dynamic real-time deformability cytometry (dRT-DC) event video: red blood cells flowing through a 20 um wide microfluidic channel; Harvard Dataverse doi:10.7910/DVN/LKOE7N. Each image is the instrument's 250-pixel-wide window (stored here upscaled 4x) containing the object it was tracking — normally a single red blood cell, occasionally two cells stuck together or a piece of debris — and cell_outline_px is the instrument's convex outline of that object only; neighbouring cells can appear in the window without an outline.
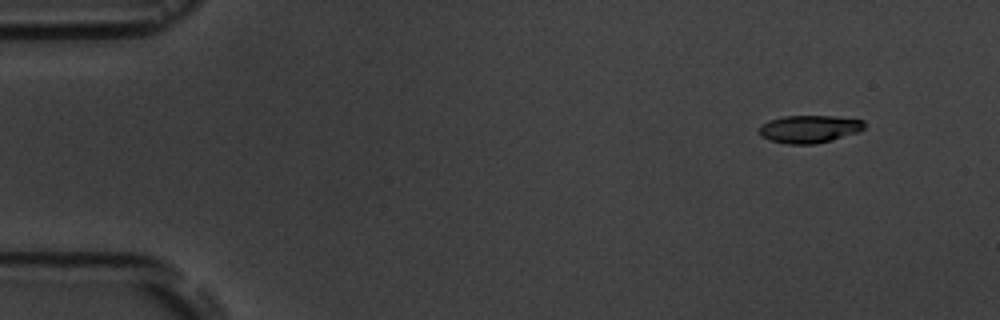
{"species": "common noctule bat (a hibernating species)", "species_latin": "Nyctalus noctula", "temperature_condition": "room temperature", "stored_images_in_passage": 11, "camera_frame_rate_fps": 3000, "um_per_image_px": 0.085, "animal": {"sex": "male", "body_mass_g": 19.5, "forearm_length_mm": 54.6}, "frame": {"image": 1, "passage_image": 2, "time_ms": 1.0, "image_size_px": [1000, 320], "cell_outline_px": [[864, 128], [860, 132], [816, 144], [788, 144], [768, 140], [760, 136], [760, 124], [768, 120], [784, 116], [832, 116], [864, 120]], "centroid_in_image_um": [68.77, 10.97], "position_along_channel_um": 16.2, "area_um2": 17.05}}
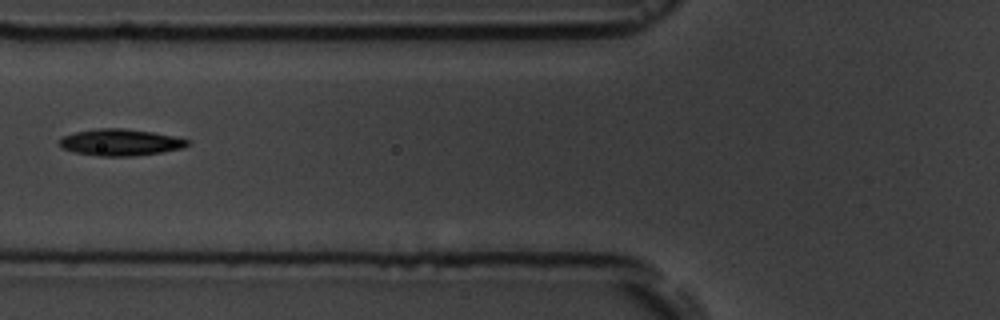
{"frame": {"image": 2, "passage_image": 7, "time_ms": 6.667, "image_size_px": [1000, 320], "cell_outline_px": [[188, 144], [184, 148], [160, 152], [132, 156], [96, 156], [76, 152], [64, 148], [56, 140], [64, 136], [76, 132], [100, 128], [124, 128], [152, 132], [172, 136], [188, 140]], "centroid_in_image_um": [10.21, 12.1], "position_along_channel_um": 115.6, "area_um2": 19.59}}
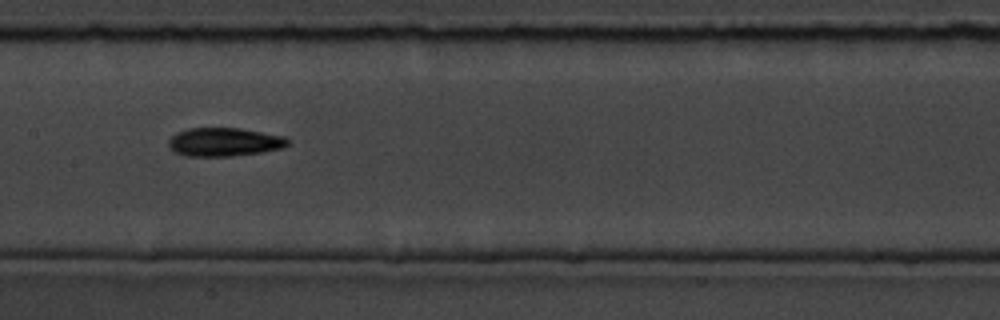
{"frame": {"image": 3, "passage_image": 9, "time_ms": 8.667, "image_size_px": [1000, 320], "cell_outline_px": [[288, 144], [284, 148], [260, 152], [232, 156], [188, 156], [176, 152], [168, 144], [168, 140], [176, 132], [188, 128], [240, 128], [284, 136], [288, 140]], "centroid_in_image_um": [19.06, 12.06], "position_along_channel_um": 188.3, "area_um2": 19.71}}